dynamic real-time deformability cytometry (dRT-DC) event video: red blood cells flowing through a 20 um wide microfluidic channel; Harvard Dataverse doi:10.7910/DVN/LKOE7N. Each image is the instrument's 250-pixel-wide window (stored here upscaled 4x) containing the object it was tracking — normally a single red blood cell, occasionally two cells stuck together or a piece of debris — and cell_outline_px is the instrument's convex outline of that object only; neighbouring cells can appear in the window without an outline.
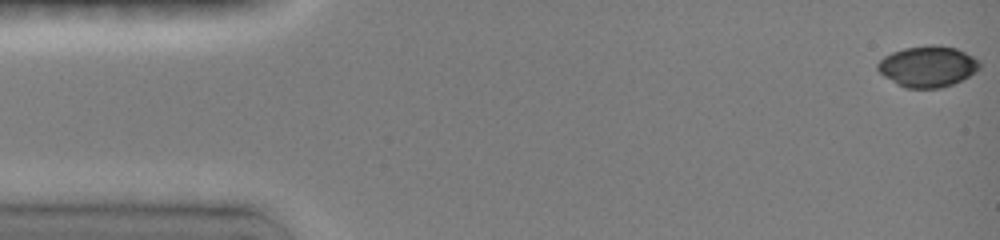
{"species": "common noctule bat (a hibernating species)", "species_latin": "Nyctalus noctula", "temperature_condition": "room temperature", "stored_images_in_passage": 46, "camera_frame_rate_fps": 3000, "um_per_image_px": 0.085, "animal": {"sex": "female", "body_mass_g": 19.0, "forearm_length_mm": 51.5}, "frame": {"image": 1, "passage_image": 1, "time_ms": 0.0, "image_size_px": [1000, 240], "cell_outline_px": [[980, 68], [976, 72], [952, 84], [940, 88], [904, 88], [896, 84], [884, 76], [876, 68], [876, 64], [884, 56], [892, 52], [904, 48], [932, 44], [940, 44], [956, 48], [980, 60]], "centroid_in_image_um": [78.85, 5.64], "position_along_channel_um": 6.2, "area_um2": 24.51}}
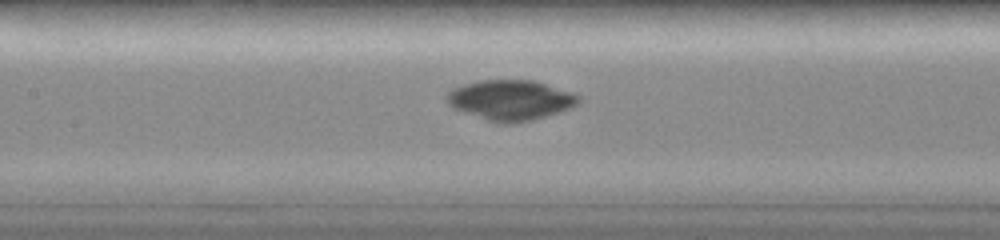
{"frame": {"image": 2, "passage_image": 22, "time_ms": 7.0, "image_size_px": [1000, 240], "cell_outline_px": [[580, 100], [572, 108], [560, 112], [532, 120], [516, 124], [500, 124], [452, 108], [448, 104], [448, 92], [452, 88], [476, 80], [532, 80], [580, 96]], "centroid_in_image_um": [43.37, 8.52], "position_along_channel_um": 164.0, "area_um2": 30.69}}
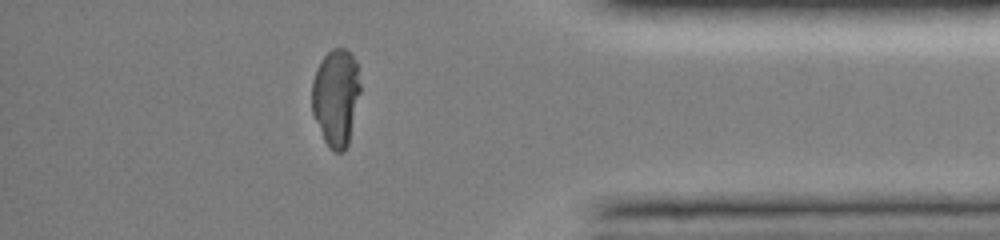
{"frame": {"image": 3, "passage_image": 41, "time_ms": 13.333, "image_size_px": [1000, 240], "cell_outline_px": [[360, 92], [348, 144], [344, 152], [336, 152], [324, 140], [312, 112], [312, 80], [316, 68], [320, 60], [332, 48], [344, 48], [356, 60], [360, 84]], "centroid_in_image_um": [28.55, 8.24], "position_along_channel_um": 406.7, "area_um2": 27.28}}